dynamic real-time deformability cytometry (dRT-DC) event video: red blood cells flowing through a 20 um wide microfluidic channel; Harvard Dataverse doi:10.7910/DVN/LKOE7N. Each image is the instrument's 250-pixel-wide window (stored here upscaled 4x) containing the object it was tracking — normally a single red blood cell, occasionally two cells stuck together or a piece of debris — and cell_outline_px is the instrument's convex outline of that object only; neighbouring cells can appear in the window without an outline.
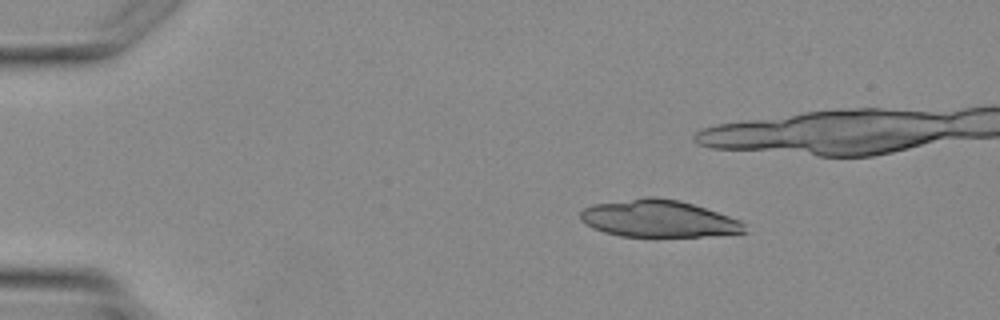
{"species": "Egyptian fruit bat (a non-hibernating species)", "species_latin": "Rousettus aegyptiacus", "temperature_condition": "warm", "stored_images_in_passage": 3, "camera_frame_rate_fps": 3000, "um_per_image_px": 0.085, "animal": {"sex": "female"}, "frame": {"image": 1, "passage_image": 1, "time_ms": 0.0, "image_size_px": [1000, 320], "cell_outline_px": [[748, 232], [700, 236], [620, 236], [604, 232], [592, 228], [580, 220], [580, 212], [584, 208], [592, 204], [644, 196], [656, 196], [680, 200], [740, 220], [744, 224]], "centroid_in_image_um": [55.92, 18.57], "position_along_channel_um": 29.1, "area_um2": 35.49}}